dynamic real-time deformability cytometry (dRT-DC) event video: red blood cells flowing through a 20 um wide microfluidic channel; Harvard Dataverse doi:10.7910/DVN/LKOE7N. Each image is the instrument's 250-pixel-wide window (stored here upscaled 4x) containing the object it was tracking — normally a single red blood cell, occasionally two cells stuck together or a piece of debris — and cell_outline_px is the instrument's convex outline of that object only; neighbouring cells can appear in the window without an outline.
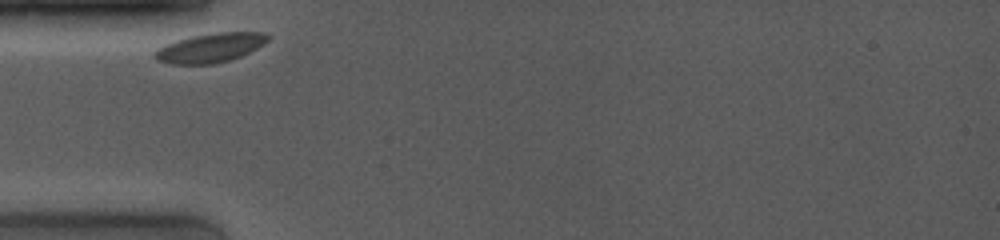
{"species": "common noctule bat (a hibernating species)", "species_latin": "Nyctalus noctula", "temperature_condition": "room temperature", "stored_images_in_passage": 39, "camera_frame_rate_fps": 4000, "um_per_image_px": 0.085, "animal": {"sex": "female", "body_mass_g": 19.0, "forearm_length_mm": 53.3}, "frame": {"image": 1, "passage_image": 1, "time_ms": 0.0, "image_size_px": [1000, 240], "cell_outline_px": [[268, 40], [264, 44], [240, 56], [228, 60], [212, 64], [172, 64], [156, 60], [152, 56], [152, 52], [164, 44], [176, 40], [192, 36], [216, 32], [268, 32]], "centroid_in_image_um": [17.82, 4.06], "position_along_channel_um": 67.2, "area_um2": 19.31}}
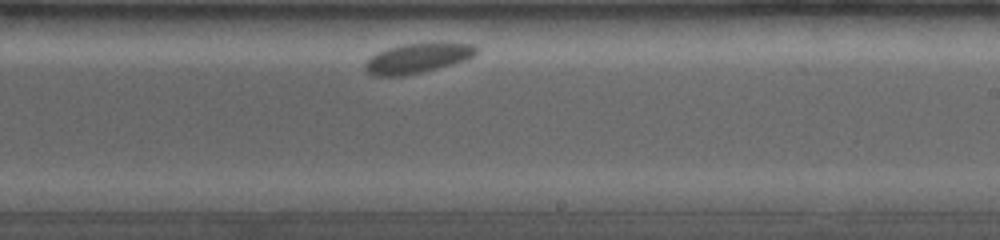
{"frame": {"image": 2, "passage_image": 23, "time_ms": 5.5, "image_size_px": [1000, 240], "cell_outline_px": [[480, 48], [468, 60], [404, 76], [372, 76], [364, 68], [364, 64], [372, 56], [388, 48], [404, 44], [440, 40], [476, 44]], "centroid_in_image_um": [35.59, 4.9], "position_along_channel_um": 253.4, "area_um2": 19.88}}
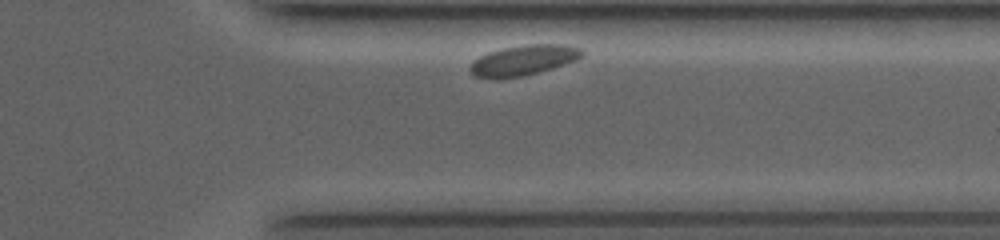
{"frame": {"image": 3, "passage_image": 36, "time_ms": 8.75, "image_size_px": [1000, 240], "cell_outline_px": [[584, 56], [576, 60], [552, 68], [520, 76], [476, 76], [468, 68], [480, 56], [488, 52], [504, 48], [528, 44], [564, 44], [580, 48], [584, 52]], "centroid_in_image_um": [44.59, 5.07], "position_along_channel_um": 366.8, "area_um2": 18.96}}